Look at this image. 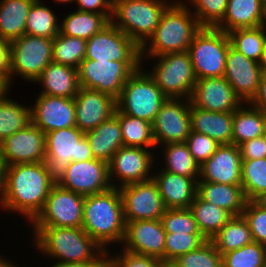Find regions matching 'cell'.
Segmentation results:
<instances>
[{"mask_svg":"<svg viewBox=\"0 0 266 267\" xmlns=\"http://www.w3.org/2000/svg\"><path fill=\"white\" fill-rule=\"evenodd\" d=\"M53 185L43 162L6 166L1 207L31 222L42 210Z\"/></svg>","mask_w":266,"mask_h":267,"instance_id":"obj_1","label":"cell"},{"mask_svg":"<svg viewBox=\"0 0 266 267\" xmlns=\"http://www.w3.org/2000/svg\"><path fill=\"white\" fill-rule=\"evenodd\" d=\"M187 5L182 0H173L166 8L154 33L141 46L142 64L146 58L188 51L202 26Z\"/></svg>","mask_w":266,"mask_h":267,"instance_id":"obj_2","label":"cell"},{"mask_svg":"<svg viewBox=\"0 0 266 267\" xmlns=\"http://www.w3.org/2000/svg\"><path fill=\"white\" fill-rule=\"evenodd\" d=\"M33 246L52 264L81 263L97 259L105 250L83 228L31 226ZM55 262V263H54Z\"/></svg>","mask_w":266,"mask_h":267,"instance_id":"obj_3","label":"cell"},{"mask_svg":"<svg viewBox=\"0 0 266 267\" xmlns=\"http://www.w3.org/2000/svg\"><path fill=\"white\" fill-rule=\"evenodd\" d=\"M82 228L106 251L112 243H122L125 221L119 188L85 196Z\"/></svg>","mask_w":266,"mask_h":267,"instance_id":"obj_4","label":"cell"},{"mask_svg":"<svg viewBox=\"0 0 266 267\" xmlns=\"http://www.w3.org/2000/svg\"><path fill=\"white\" fill-rule=\"evenodd\" d=\"M46 156L44 167L50 181L58 185L71 162L94 159L85 133L76 126L45 133Z\"/></svg>","mask_w":266,"mask_h":267,"instance_id":"obj_5","label":"cell"},{"mask_svg":"<svg viewBox=\"0 0 266 267\" xmlns=\"http://www.w3.org/2000/svg\"><path fill=\"white\" fill-rule=\"evenodd\" d=\"M172 2L167 0H117L110 22L140 47L154 33Z\"/></svg>","mask_w":266,"mask_h":267,"instance_id":"obj_6","label":"cell"},{"mask_svg":"<svg viewBox=\"0 0 266 267\" xmlns=\"http://www.w3.org/2000/svg\"><path fill=\"white\" fill-rule=\"evenodd\" d=\"M142 68L127 79L116 105L119 112L152 123L168 97Z\"/></svg>","mask_w":266,"mask_h":267,"instance_id":"obj_7","label":"cell"},{"mask_svg":"<svg viewBox=\"0 0 266 267\" xmlns=\"http://www.w3.org/2000/svg\"><path fill=\"white\" fill-rule=\"evenodd\" d=\"M230 45L223 30L202 27L188 48L196 79L224 76Z\"/></svg>","mask_w":266,"mask_h":267,"instance_id":"obj_8","label":"cell"},{"mask_svg":"<svg viewBox=\"0 0 266 267\" xmlns=\"http://www.w3.org/2000/svg\"><path fill=\"white\" fill-rule=\"evenodd\" d=\"M150 58H153L156 63L147 73L162 92L168 98L190 99L197 79L188 51Z\"/></svg>","mask_w":266,"mask_h":267,"instance_id":"obj_9","label":"cell"},{"mask_svg":"<svg viewBox=\"0 0 266 267\" xmlns=\"http://www.w3.org/2000/svg\"><path fill=\"white\" fill-rule=\"evenodd\" d=\"M10 43V85L14 83V75L34 84L44 68L52 62L53 39L25 34Z\"/></svg>","mask_w":266,"mask_h":267,"instance_id":"obj_10","label":"cell"},{"mask_svg":"<svg viewBox=\"0 0 266 267\" xmlns=\"http://www.w3.org/2000/svg\"><path fill=\"white\" fill-rule=\"evenodd\" d=\"M141 66L142 62L84 59L78 68L79 84L117 99L127 79Z\"/></svg>","mask_w":266,"mask_h":267,"instance_id":"obj_11","label":"cell"},{"mask_svg":"<svg viewBox=\"0 0 266 267\" xmlns=\"http://www.w3.org/2000/svg\"><path fill=\"white\" fill-rule=\"evenodd\" d=\"M85 196L53 185L32 226L82 228Z\"/></svg>","mask_w":266,"mask_h":267,"instance_id":"obj_12","label":"cell"},{"mask_svg":"<svg viewBox=\"0 0 266 267\" xmlns=\"http://www.w3.org/2000/svg\"><path fill=\"white\" fill-rule=\"evenodd\" d=\"M152 151L142 147L122 146L108 163L111 186L120 188L152 179L156 159ZM115 178L119 184L115 183Z\"/></svg>","mask_w":266,"mask_h":267,"instance_id":"obj_13","label":"cell"},{"mask_svg":"<svg viewBox=\"0 0 266 267\" xmlns=\"http://www.w3.org/2000/svg\"><path fill=\"white\" fill-rule=\"evenodd\" d=\"M85 59L142 62L141 47L110 22L87 40Z\"/></svg>","mask_w":266,"mask_h":267,"instance_id":"obj_14","label":"cell"},{"mask_svg":"<svg viewBox=\"0 0 266 267\" xmlns=\"http://www.w3.org/2000/svg\"><path fill=\"white\" fill-rule=\"evenodd\" d=\"M190 99L167 98L152 122L156 148L168 143L186 142L191 132Z\"/></svg>","mask_w":266,"mask_h":267,"instance_id":"obj_15","label":"cell"},{"mask_svg":"<svg viewBox=\"0 0 266 267\" xmlns=\"http://www.w3.org/2000/svg\"><path fill=\"white\" fill-rule=\"evenodd\" d=\"M124 221L157 220L166 211L163 199L153 179L119 188Z\"/></svg>","mask_w":266,"mask_h":267,"instance_id":"obj_16","label":"cell"},{"mask_svg":"<svg viewBox=\"0 0 266 267\" xmlns=\"http://www.w3.org/2000/svg\"><path fill=\"white\" fill-rule=\"evenodd\" d=\"M0 156L6 166L43 162L46 156L45 133L29 123L0 142Z\"/></svg>","mask_w":266,"mask_h":267,"instance_id":"obj_17","label":"cell"},{"mask_svg":"<svg viewBox=\"0 0 266 267\" xmlns=\"http://www.w3.org/2000/svg\"><path fill=\"white\" fill-rule=\"evenodd\" d=\"M58 185L84 196L104 192L112 187L108 163L98 159L71 162Z\"/></svg>","mask_w":266,"mask_h":267,"instance_id":"obj_18","label":"cell"},{"mask_svg":"<svg viewBox=\"0 0 266 267\" xmlns=\"http://www.w3.org/2000/svg\"><path fill=\"white\" fill-rule=\"evenodd\" d=\"M165 237L160 219L126 222L122 249L164 261Z\"/></svg>","mask_w":266,"mask_h":267,"instance_id":"obj_19","label":"cell"},{"mask_svg":"<svg viewBox=\"0 0 266 267\" xmlns=\"http://www.w3.org/2000/svg\"><path fill=\"white\" fill-rule=\"evenodd\" d=\"M262 73L258 62L247 58L230 45L224 77L243 103H250L256 96Z\"/></svg>","mask_w":266,"mask_h":267,"instance_id":"obj_20","label":"cell"},{"mask_svg":"<svg viewBox=\"0 0 266 267\" xmlns=\"http://www.w3.org/2000/svg\"><path fill=\"white\" fill-rule=\"evenodd\" d=\"M31 122L44 133L76 126L74 98L37 95Z\"/></svg>","mask_w":266,"mask_h":267,"instance_id":"obj_21","label":"cell"},{"mask_svg":"<svg viewBox=\"0 0 266 267\" xmlns=\"http://www.w3.org/2000/svg\"><path fill=\"white\" fill-rule=\"evenodd\" d=\"M190 101L212 112H234L243 104L224 76L197 79Z\"/></svg>","mask_w":266,"mask_h":267,"instance_id":"obj_22","label":"cell"},{"mask_svg":"<svg viewBox=\"0 0 266 267\" xmlns=\"http://www.w3.org/2000/svg\"><path fill=\"white\" fill-rule=\"evenodd\" d=\"M76 127L87 132L115 114L116 99L106 93L80 87L74 97Z\"/></svg>","mask_w":266,"mask_h":267,"instance_id":"obj_23","label":"cell"},{"mask_svg":"<svg viewBox=\"0 0 266 267\" xmlns=\"http://www.w3.org/2000/svg\"><path fill=\"white\" fill-rule=\"evenodd\" d=\"M241 153L235 144L219 145L200 166L199 181L241 186Z\"/></svg>","mask_w":266,"mask_h":267,"instance_id":"obj_24","label":"cell"},{"mask_svg":"<svg viewBox=\"0 0 266 267\" xmlns=\"http://www.w3.org/2000/svg\"><path fill=\"white\" fill-rule=\"evenodd\" d=\"M160 170L154 171L152 179L158 187L166 209L190 208L197 195L199 179Z\"/></svg>","mask_w":266,"mask_h":267,"instance_id":"obj_25","label":"cell"},{"mask_svg":"<svg viewBox=\"0 0 266 267\" xmlns=\"http://www.w3.org/2000/svg\"><path fill=\"white\" fill-rule=\"evenodd\" d=\"M266 25V0H228L223 19L215 26L225 33Z\"/></svg>","mask_w":266,"mask_h":267,"instance_id":"obj_26","label":"cell"},{"mask_svg":"<svg viewBox=\"0 0 266 267\" xmlns=\"http://www.w3.org/2000/svg\"><path fill=\"white\" fill-rule=\"evenodd\" d=\"M34 82L42 85L39 94L50 96L74 98L80 89L78 69L54 62L49 63Z\"/></svg>","mask_w":266,"mask_h":267,"instance_id":"obj_27","label":"cell"},{"mask_svg":"<svg viewBox=\"0 0 266 267\" xmlns=\"http://www.w3.org/2000/svg\"><path fill=\"white\" fill-rule=\"evenodd\" d=\"M191 131L205 134L219 145L232 144L233 112H212L190 104Z\"/></svg>","mask_w":266,"mask_h":267,"instance_id":"obj_28","label":"cell"},{"mask_svg":"<svg viewBox=\"0 0 266 267\" xmlns=\"http://www.w3.org/2000/svg\"><path fill=\"white\" fill-rule=\"evenodd\" d=\"M94 159L109 163L112 156L122 147L119 119L113 115L94 129L85 132Z\"/></svg>","mask_w":266,"mask_h":267,"instance_id":"obj_29","label":"cell"},{"mask_svg":"<svg viewBox=\"0 0 266 267\" xmlns=\"http://www.w3.org/2000/svg\"><path fill=\"white\" fill-rule=\"evenodd\" d=\"M197 195L205 202L224 208L232 216H241L248 201L242 186L198 181Z\"/></svg>","mask_w":266,"mask_h":267,"instance_id":"obj_30","label":"cell"},{"mask_svg":"<svg viewBox=\"0 0 266 267\" xmlns=\"http://www.w3.org/2000/svg\"><path fill=\"white\" fill-rule=\"evenodd\" d=\"M36 0H0V38L9 42L26 34L29 10Z\"/></svg>","mask_w":266,"mask_h":267,"instance_id":"obj_31","label":"cell"},{"mask_svg":"<svg viewBox=\"0 0 266 267\" xmlns=\"http://www.w3.org/2000/svg\"><path fill=\"white\" fill-rule=\"evenodd\" d=\"M265 125L266 113L243 103L233 112L232 144L239 146L245 141L262 137Z\"/></svg>","mask_w":266,"mask_h":267,"instance_id":"obj_32","label":"cell"},{"mask_svg":"<svg viewBox=\"0 0 266 267\" xmlns=\"http://www.w3.org/2000/svg\"><path fill=\"white\" fill-rule=\"evenodd\" d=\"M60 21H62L59 30L61 34L85 40H89L110 23L103 14L78 10L65 15Z\"/></svg>","mask_w":266,"mask_h":267,"instance_id":"obj_33","label":"cell"},{"mask_svg":"<svg viewBox=\"0 0 266 267\" xmlns=\"http://www.w3.org/2000/svg\"><path fill=\"white\" fill-rule=\"evenodd\" d=\"M195 218L200 233L207 239L213 238L232 218L224 208L205 202L198 195L189 208Z\"/></svg>","mask_w":266,"mask_h":267,"instance_id":"obj_34","label":"cell"},{"mask_svg":"<svg viewBox=\"0 0 266 267\" xmlns=\"http://www.w3.org/2000/svg\"><path fill=\"white\" fill-rule=\"evenodd\" d=\"M162 147L164 160L162 170L192 179H199L200 165L190 153L186 142L168 143L162 145Z\"/></svg>","mask_w":266,"mask_h":267,"instance_id":"obj_35","label":"cell"},{"mask_svg":"<svg viewBox=\"0 0 266 267\" xmlns=\"http://www.w3.org/2000/svg\"><path fill=\"white\" fill-rule=\"evenodd\" d=\"M210 240L221 255L253 242L249 225L242 215L232 216Z\"/></svg>","mask_w":266,"mask_h":267,"instance_id":"obj_36","label":"cell"},{"mask_svg":"<svg viewBox=\"0 0 266 267\" xmlns=\"http://www.w3.org/2000/svg\"><path fill=\"white\" fill-rule=\"evenodd\" d=\"M114 115L119 119L124 146L151 148V150L156 147L152 123L137 117L128 116L117 109Z\"/></svg>","mask_w":266,"mask_h":267,"instance_id":"obj_37","label":"cell"},{"mask_svg":"<svg viewBox=\"0 0 266 267\" xmlns=\"http://www.w3.org/2000/svg\"><path fill=\"white\" fill-rule=\"evenodd\" d=\"M0 99V142L31 123V106H25L10 97Z\"/></svg>","mask_w":266,"mask_h":267,"instance_id":"obj_38","label":"cell"},{"mask_svg":"<svg viewBox=\"0 0 266 267\" xmlns=\"http://www.w3.org/2000/svg\"><path fill=\"white\" fill-rule=\"evenodd\" d=\"M56 14L43 4V0H36L29 10L26 24V34L54 39L60 30V20Z\"/></svg>","mask_w":266,"mask_h":267,"instance_id":"obj_39","label":"cell"},{"mask_svg":"<svg viewBox=\"0 0 266 267\" xmlns=\"http://www.w3.org/2000/svg\"><path fill=\"white\" fill-rule=\"evenodd\" d=\"M227 34L235 50L259 63L266 40V25L235 29Z\"/></svg>","mask_w":266,"mask_h":267,"instance_id":"obj_40","label":"cell"},{"mask_svg":"<svg viewBox=\"0 0 266 267\" xmlns=\"http://www.w3.org/2000/svg\"><path fill=\"white\" fill-rule=\"evenodd\" d=\"M241 180L248 201H257L266 193V158L241 161Z\"/></svg>","mask_w":266,"mask_h":267,"instance_id":"obj_41","label":"cell"},{"mask_svg":"<svg viewBox=\"0 0 266 267\" xmlns=\"http://www.w3.org/2000/svg\"><path fill=\"white\" fill-rule=\"evenodd\" d=\"M87 40L59 34L53 39L52 62L76 69L86 57Z\"/></svg>","mask_w":266,"mask_h":267,"instance_id":"obj_42","label":"cell"},{"mask_svg":"<svg viewBox=\"0 0 266 267\" xmlns=\"http://www.w3.org/2000/svg\"><path fill=\"white\" fill-rule=\"evenodd\" d=\"M266 246L255 241L222 255L223 267H263Z\"/></svg>","mask_w":266,"mask_h":267,"instance_id":"obj_43","label":"cell"},{"mask_svg":"<svg viewBox=\"0 0 266 267\" xmlns=\"http://www.w3.org/2000/svg\"><path fill=\"white\" fill-rule=\"evenodd\" d=\"M177 267H223L222 255L211 240L173 261Z\"/></svg>","mask_w":266,"mask_h":267,"instance_id":"obj_44","label":"cell"},{"mask_svg":"<svg viewBox=\"0 0 266 267\" xmlns=\"http://www.w3.org/2000/svg\"><path fill=\"white\" fill-rule=\"evenodd\" d=\"M206 240L202 234L166 233L164 261L173 262L179 256L197 249Z\"/></svg>","mask_w":266,"mask_h":267,"instance_id":"obj_45","label":"cell"},{"mask_svg":"<svg viewBox=\"0 0 266 267\" xmlns=\"http://www.w3.org/2000/svg\"><path fill=\"white\" fill-rule=\"evenodd\" d=\"M190 1V2H189ZM187 7H193L191 12L202 27H215L224 17L228 0H188Z\"/></svg>","mask_w":266,"mask_h":267,"instance_id":"obj_46","label":"cell"},{"mask_svg":"<svg viewBox=\"0 0 266 267\" xmlns=\"http://www.w3.org/2000/svg\"><path fill=\"white\" fill-rule=\"evenodd\" d=\"M160 220L166 233L201 234L189 208L166 209Z\"/></svg>","mask_w":266,"mask_h":267,"instance_id":"obj_47","label":"cell"},{"mask_svg":"<svg viewBox=\"0 0 266 267\" xmlns=\"http://www.w3.org/2000/svg\"><path fill=\"white\" fill-rule=\"evenodd\" d=\"M242 216L249 225L253 241L266 246V207L258 201H247Z\"/></svg>","mask_w":266,"mask_h":267,"instance_id":"obj_48","label":"cell"},{"mask_svg":"<svg viewBox=\"0 0 266 267\" xmlns=\"http://www.w3.org/2000/svg\"><path fill=\"white\" fill-rule=\"evenodd\" d=\"M186 144L195 161L201 166L216 151L219 144L205 134L191 131Z\"/></svg>","mask_w":266,"mask_h":267,"instance_id":"obj_49","label":"cell"},{"mask_svg":"<svg viewBox=\"0 0 266 267\" xmlns=\"http://www.w3.org/2000/svg\"><path fill=\"white\" fill-rule=\"evenodd\" d=\"M110 256V267H160L161 260L152 256L135 254L126 250Z\"/></svg>","mask_w":266,"mask_h":267,"instance_id":"obj_50","label":"cell"},{"mask_svg":"<svg viewBox=\"0 0 266 267\" xmlns=\"http://www.w3.org/2000/svg\"><path fill=\"white\" fill-rule=\"evenodd\" d=\"M78 11L103 14L109 21L112 17L113 2L111 0H75Z\"/></svg>","mask_w":266,"mask_h":267,"instance_id":"obj_51","label":"cell"},{"mask_svg":"<svg viewBox=\"0 0 266 267\" xmlns=\"http://www.w3.org/2000/svg\"><path fill=\"white\" fill-rule=\"evenodd\" d=\"M241 160L266 158V143L262 137L248 140L239 145Z\"/></svg>","mask_w":266,"mask_h":267,"instance_id":"obj_52","label":"cell"},{"mask_svg":"<svg viewBox=\"0 0 266 267\" xmlns=\"http://www.w3.org/2000/svg\"><path fill=\"white\" fill-rule=\"evenodd\" d=\"M11 43L0 38V72L9 80L11 74Z\"/></svg>","mask_w":266,"mask_h":267,"instance_id":"obj_53","label":"cell"},{"mask_svg":"<svg viewBox=\"0 0 266 267\" xmlns=\"http://www.w3.org/2000/svg\"><path fill=\"white\" fill-rule=\"evenodd\" d=\"M49 267H110L109 251H104L97 259L81 263L52 264Z\"/></svg>","mask_w":266,"mask_h":267,"instance_id":"obj_54","label":"cell"},{"mask_svg":"<svg viewBox=\"0 0 266 267\" xmlns=\"http://www.w3.org/2000/svg\"><path fill=\"white\" fill-rule=\"evenodd\" d=\"M249 104L266 113V71L262 73L258 92Z\"/></svg>","mask_w":266,"mask_h":267,"instance_id":"obj_55","label":"cell"},{"mask_svg":"<svg viewBox=\"0 0 266 267\" xmlns=\"http://www.w3.org/2000/svg\"><path fill=\"white\" fill-rule=\"evenodd\" d=\"M5 173H6V164L0 156V206L3 200L4 185H5Z\"/></svg>","mask_w":266,"mask_h":267,"instance_id":"obj_56","label":"cell"},{"mask_svg":"<svg viewBox=\"0 0 266 267\" xmlns=\"http://www.w3.org/2000/svg\"><path fill=\"white\" fill-rule=\"evenodd\" d=\"M10 87H12L9 83V80L0 72V99L6 96L9 92Z\"/></svg>","mask_w":266,"mask_h":267,"instance_id":"obj_57","label":"cell"},{"mask_svg":"<svg viewBox=\"0 0 266 267\" xmlns=\"http://www.w3.org/2000/svg\"><path fill=\"white\" fill-rule=\"evenodd\" d=\"M260 67L262 68L263 72L266 71V40L263 46L261 58L259 60Z\"/></svg>","mask_w":266,"mask_h":267,"instance_id":"obj_58","label":"cell"},{"mask_svg":"<svg viewBox=\"0 0 266 267\" xmlns=\"http://www.w3.org/2000/svg\"><path fill=\"white\" fill-rule=\"evenodd\" d=\"M7 259V260H6ZM0 267H19L18 265L14 264L8 258H4V256H0Z\"/></svg>","mask_w":266,"mask_h":267,"instance_id":"obj_59","label":"cell"},{"mask_svg":"<svg viewBox=\"0 0 266 267\" xmlns=\"http://www.w3.org/2000/svg\"><path fill=\"white\" fill-rule=\"evenodd\" d=\"M160 267H177L174 262L162 261Z\"/></svg>","mask_w":266,"mask_h":267,"instance_id":"obj_60","label":"cell"},{"mask_svg":"<svg viewBox=\"0 0 266 267\" xmlns=\"http://www.w3.org/2000/svg\"><path fill=\"white\" fill-rule=\"evenodd\" d=\"M257 201L260 202L264 207H266V193L261 196Z\"/></svg>","mask_w":266,"mask_h":267,"instance_id":"obj_61","label":"cell"},{"mask_svg":"<svg viewBox=\"0 0 266 267\" xmlns=\"http://www.w3.org/2000/svg\"><path fill=\"white\" fill-rule=\"evenodd\" d=\"M54 2H56V3H73V2H75V0H54Z\"/></svg>","mask_w":266,"mask_h":267,"instance_id":"obj_62","label":"cell"},{"mask_svg":"<svg viewBox=\"0 0 266 267\" xmlns=\"http://www.w3.org/2000/svg\"><path fill=\"white\" fill-rule=\"evenodd\" d=\"M262 138L264 140V142L266 143V125L264 127V131H263V134H262Z\"/></svg>","mask_w":266,"mask_h":267,"instance_id":"obj_63","label":"cell"},{"mask_svg":"<svg viewBox=\"0 0 266 267\" xmlns=\"http://www.w3.org/2000/svg\"><path fill=\"white\" fill-rule=\"evenodd\" d=\"M263 267H266V258H265V261L263 263Z\"/></svg>","mask_w":266,"mask_h":267,"instance_id":"obj_64","label":"cell"}]
</instances>
